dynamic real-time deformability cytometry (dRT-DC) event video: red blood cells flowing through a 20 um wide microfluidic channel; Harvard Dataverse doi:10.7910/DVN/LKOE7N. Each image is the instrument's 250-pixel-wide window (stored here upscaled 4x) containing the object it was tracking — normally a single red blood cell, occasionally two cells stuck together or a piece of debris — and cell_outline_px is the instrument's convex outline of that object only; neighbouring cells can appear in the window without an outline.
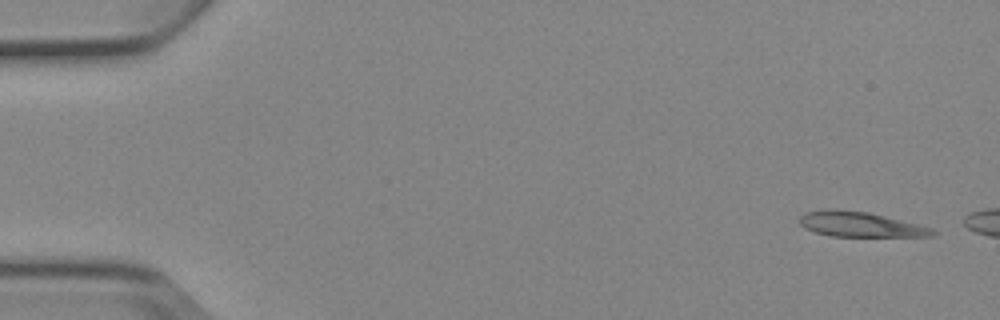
{"species": "Egyptian fruit bat (a non-hibernating species)", "species_latin": "Rousettus aegyptiacus", "temperature_condition": "cold", "stored_images_in_passage": 3, "camera_frame_rate_fps": 3000, "um_per_image_px": 0.085, "animal": {"sex": "female"}, "frame": {"image": 1, "passage_image": 1, "time_ms": 0.0, "image_size_px": [1000, 320], "cell_outline_px": [[936, 232], [932, 236], [832, 236], [816, 232], [804, 228], [800, 224], [800, 216], [804, 212], [832, 208], [868, 212], [932, 228]], "centroid_in_image_um": [73.06, 19.06], "position_along_channel_um": 11.9, "area_um2": 19.13}}